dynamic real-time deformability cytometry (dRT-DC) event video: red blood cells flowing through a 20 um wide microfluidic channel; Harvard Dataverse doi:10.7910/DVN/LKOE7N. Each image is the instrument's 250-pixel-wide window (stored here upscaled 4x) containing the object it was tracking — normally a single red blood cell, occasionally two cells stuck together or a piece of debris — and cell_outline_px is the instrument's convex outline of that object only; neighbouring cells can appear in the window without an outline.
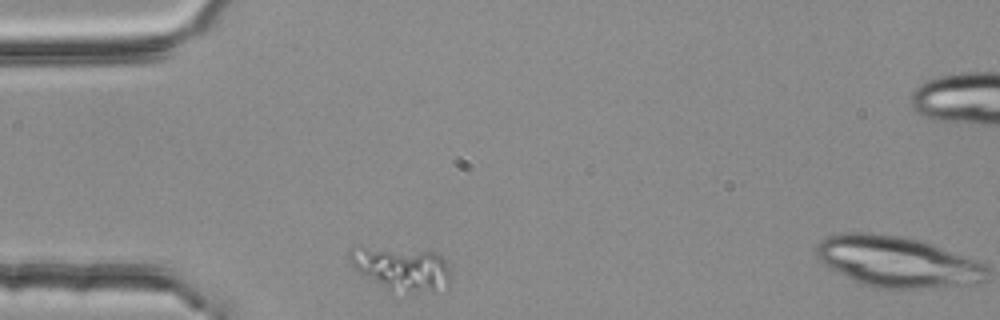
{"species": "common noctule bat (a hibernating species)", "species_latin": "Nyctalus noctula", "temperature_condition": "room temperature", "stored_images_in_passage": 2, "segment_of_instrument_passage": [1, 2], "camera_frame_rate_fps": 3000, "um_per_image_px": 0.085, "animal": {"sex": "female", "body_mass_g": 25.1}, "frame": {"image": 1, "passage_image": 1, "time_ms": 0.0, "image_size_px": [1000, 320], "cell_outline_px": [[448, 288], [432, 292], [388, 292], [360, 272], [352, 264], [348, 256], [348, 252], [352, 248], [364, 248], [436, 252], [444, 260], [448, 268]], "centroid_in_image_um": [34.16, 22.89], "position_along_channel_um": 50.8, "area_um2": 25.2}}